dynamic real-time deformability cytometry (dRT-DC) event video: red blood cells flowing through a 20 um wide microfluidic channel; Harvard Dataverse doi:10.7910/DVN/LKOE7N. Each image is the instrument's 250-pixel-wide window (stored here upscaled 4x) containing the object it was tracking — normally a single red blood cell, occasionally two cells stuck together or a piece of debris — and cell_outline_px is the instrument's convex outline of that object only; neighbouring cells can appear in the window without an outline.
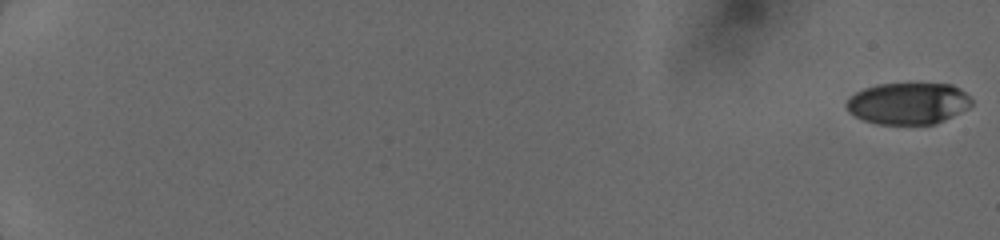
{"species": "human", "species_latin": "Homo sapiens", "temperature_condition": "cold", "stored_images_in_passage": 70, "camera_frame_rate_fps": 3000, "um_per_image_px": 0.085, "donor": {"sex": "female"}, "frame": {"image": 1, "passage_image": 1, "time_ms": 0.0, "image_size_px": [1000, 240], "cell_outline_px": [[972, 104], [968, 108], [936, 124], [876, 124], [864, 120], [848, 112], [844, 104], [848, 96], [864, 88], [876, 84], [952, 84], [960, 88], [972, 100]], "centroid_in_image_um": [77.15, 8.79], "position_along_channel_um": 7.8, "area_um2": 30.52}}
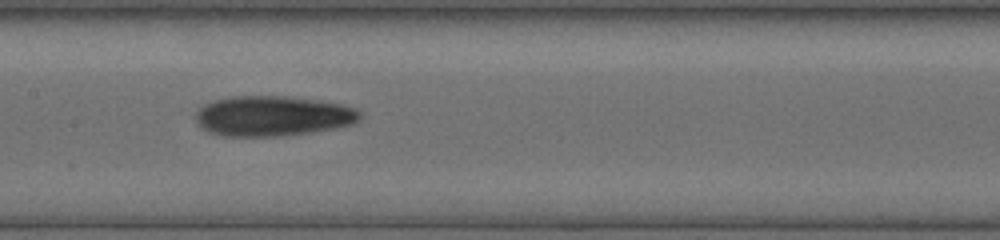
{"frame": {"image": 2, "passage_image": 42, "time_ms": 9.667, "image_size_px": [1000, 240], "cell_outline_px": [[360, 120], [352, 124], [336, 128], [312, 132], [280, 136], [224, 136], [208, 132], [200, 128], [196, 124], [196, 112], [204, 104], [216, 100], [232, 96], [284, 96], [320, 100], [344, 104], [356, 108], [360, 112]], "centroid_in_image_um": [23.19, 9.86], "position_along_channel_um": 184.2, "area_um2": 38.78}}
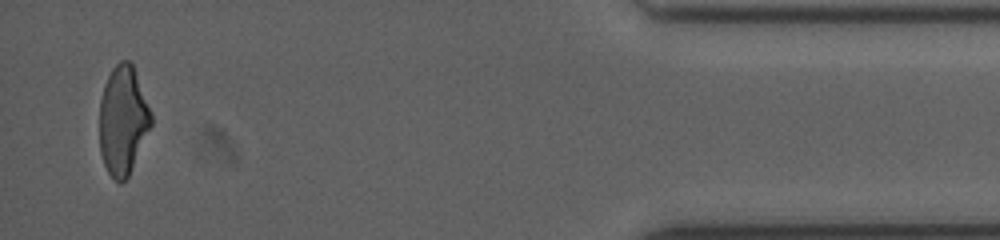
{"frame": {"image": 3, "passage_image": 70, "time_ms": 16.667, "image_size_px": [1000, 240], "cell_outline_px": [[152, 124], [132, 168], [128, 176], [120, 184], [108, 172], [104, 164], [100, 152], [100, 100], [104, 84], [112, 68], [120, 60], [128, 60], [132, 64], [152, 112]], "centroid_in_image_um": [10.45, 10.21], "position_along_channel_um": 424.7, "area_um2": 32.6}}